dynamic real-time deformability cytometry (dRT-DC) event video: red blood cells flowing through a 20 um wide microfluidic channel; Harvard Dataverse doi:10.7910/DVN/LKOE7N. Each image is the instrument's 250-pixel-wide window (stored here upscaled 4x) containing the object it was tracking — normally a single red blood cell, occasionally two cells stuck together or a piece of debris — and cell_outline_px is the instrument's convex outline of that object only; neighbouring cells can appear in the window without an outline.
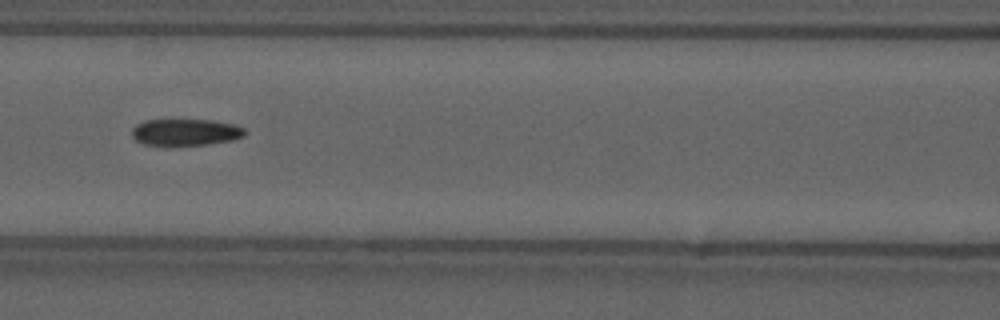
{"species": "common noctule bat (a hibernating species)", "species_latin": "Nyctalus noctula", "temperature_condition": "cold", "stored_images_in_passage": 55, "camera_frame_rate_fps": 3000, "um_per_image_px": 0.085, "animal": {"sex": "male", "forearm_length_mm": 52.5}, "frame": {"image": 1, "passage_image": 24, "time_ms": 7.667, "image_size_px": [1000, 320], "cell_outline_px": [[248, 132], [244, 136], [232, 140], [204, 144], [144, 144], [136, 140], [132, 136], [132, 128], [136, 124], [144, 120], [212, 120], [236, 124], [244, 128]], "centroid_in_image_um": [15.81, 11.21], "position_along_channel_um": 150.8, "area_um2": 17.34}, "authors_computed_cell_mechanics": {"area_um2": 17.629, "velocity_mm_per_s": 3.6979, "shape_relaxation_time_tau1_ms": 7.5073, "shape_relaxation_time_tau2_ms": 3.3715, "deformation_change_tau1": 0.1653, "deformation_change_tau2": 0.108}}